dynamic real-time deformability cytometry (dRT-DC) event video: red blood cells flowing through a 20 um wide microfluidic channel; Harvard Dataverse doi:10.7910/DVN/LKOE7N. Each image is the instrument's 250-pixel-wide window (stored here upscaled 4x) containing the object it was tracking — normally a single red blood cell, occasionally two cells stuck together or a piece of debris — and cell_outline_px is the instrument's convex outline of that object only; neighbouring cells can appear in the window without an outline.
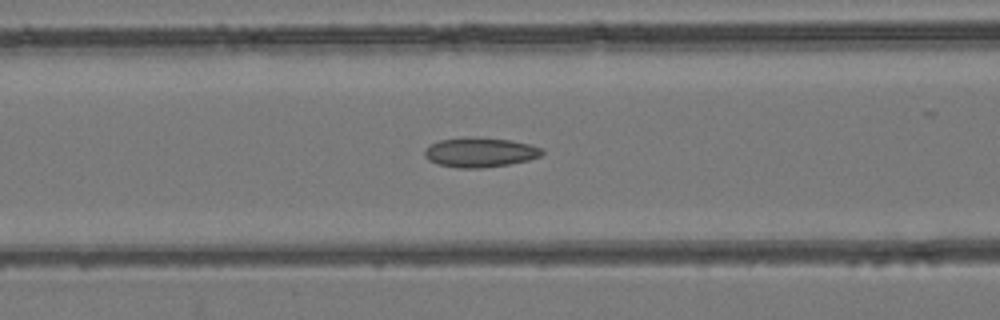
{"species": "common noctule bat (a hibernating species)", "species_latin": "Nyctalus noctula", "temperature_condition": "room temperature", "stored_images_in_passage": 51, "camera_frame_rate_fps": 3000, "um_per_image_px": 0.085, "animal": {"sex": "female", "body_mass_g": 24.6, "forearm_length_mm": 56.2}, "frame": {"image": 1, "passage_image": 21, "time_ms": 6.667, "image_size_px": [1000, 320], "cell_outline_px": [[544, 152], [540, 156], [528, 160], [508, 164], [480, 168], [456, 168], [436, 164], [428, 160], [424, 156], [424, 148], [428, 144], [440, 140], [464, 136], [472, 136], [512, 140], [532, 144], [544, 148]], "centroid_in_image_um": [40.77, 12.93], "position_along_channel_um": 125.8, "area_um2": 20.81}}
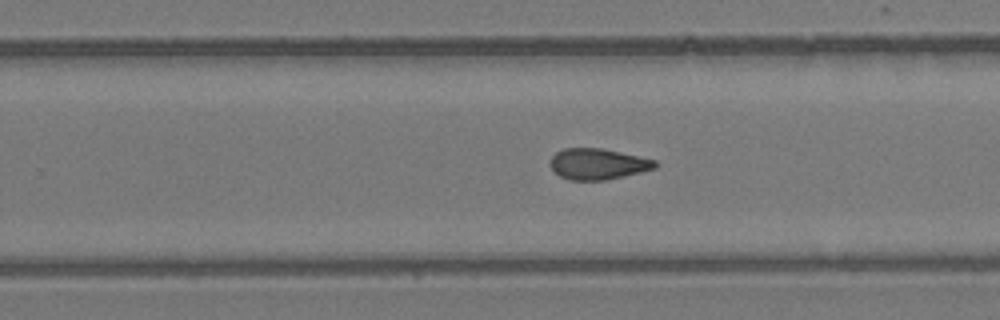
{"frame": {"image": 2, "passage_image": 32, "time_ms": 10.333, "image_size_px": [1000, 320], "cell_outline_px": [[660, 164], [656, 168], [624, 176], [604, 180], [568, 180], [560, 176], [548, 164], [548, 160], [556, 152], [564, 148], [600, 148], [620, 152], [656, 160]], "centroid_in_image_um": [50.8, 13.94], "position_along_channel_um": 279.0, "area_um2": 19.02}}
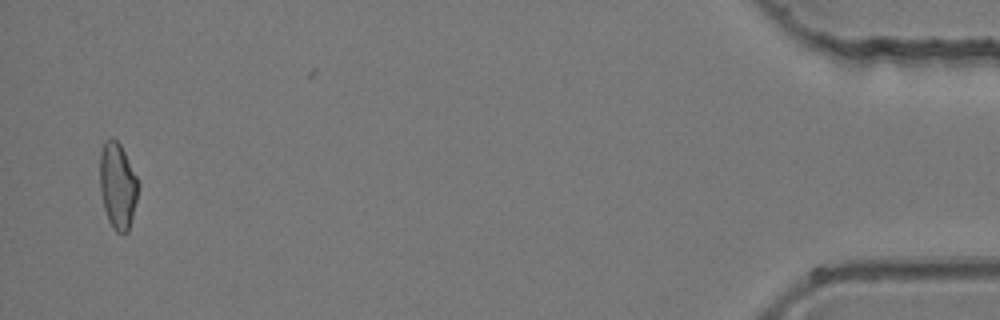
{"frame": {"image": 3, "passage_image": 49, "time_ms": 16.0, "image_size_px": [1000, 320], "cell_outline_px": [[140, 184], [128, 232], [116, 232], [112, 228], [108, 220], [104, 208], [100, 192], [100, 152], [104, 140], [116, 140], [120, 144]], "centroid_in_image_um": [9.99, 15.8], "position_along_channel_um": 425.2, "area_um2": 19.07}}